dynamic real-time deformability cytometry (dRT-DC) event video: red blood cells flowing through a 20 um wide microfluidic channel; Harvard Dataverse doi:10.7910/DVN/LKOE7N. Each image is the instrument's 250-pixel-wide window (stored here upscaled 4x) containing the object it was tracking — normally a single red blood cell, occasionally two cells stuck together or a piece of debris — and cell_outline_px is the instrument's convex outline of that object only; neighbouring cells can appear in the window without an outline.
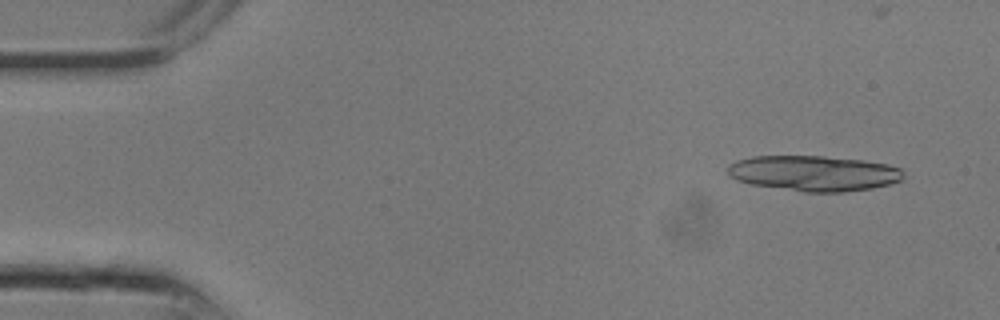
{"species": "common noctule bat (a hibernating species)", "species_latin": "Nyctalus noctula", "temperature_condition": "room temperature", "stored_images_in_passage": 11, "camera_frame_rate_fps": 3000, "um_per_image_px": 0.085, "animal": {"sex": "male", "body_mass_g": 13.3}, "frame": {"image": 1, "passage_image": 2, "time_ms": 0.333, "image_size_px": [1000, 320], "cell_outline_px": [[904, 176], [900, 180], [888, 184], [872, 188], [844, 192], [804, 192], [752, 184], [736, 180], [728, 176], [728, 164], [736, 160], [752, 156], [824, 156], [864, 160], [888, 164], [900, 168], [904, 172]], "centroid_in_image_um": [69.16, 14.72], "position_along_channel_um": 15.8, "area_um2": 36.47}}
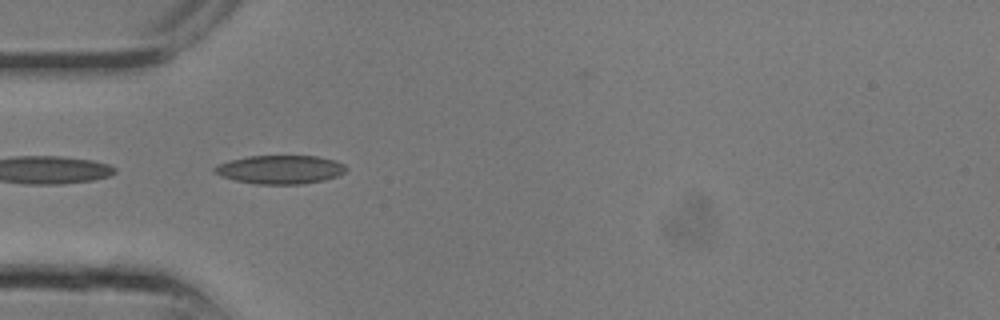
{"frame": {"image": 2, "passage_image": 8, "time_ms": 2.333, "image_size_px": [1000, 320], "cell_outline_px": [[348, 168], [344, 172], [336, 176], [324, 180], [300, 184], [256, 184], [236, 180], [220, 176], [212, 172], [212, 168], [216, 164], [228, 160], [248, 156], [316, 156], [336, 160], [344, 164]], "centroid_in_image_um": [23.77, 14.4], "position_along_channel_um": 61.2, "area_um2": 22.08}}
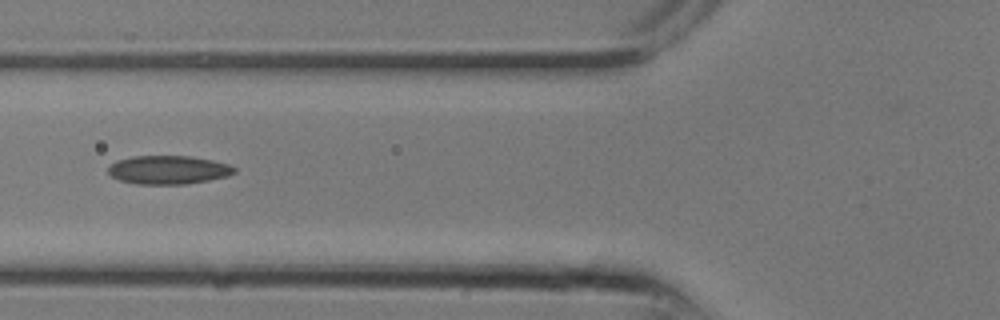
{"frame": {"image": 3, "passage_image": 10, "time_ms": 3.0, "image_size_px": [1000, 320], "cell_outline_px": [[236, 172], [228, 176], [208, 180], [184, 184], [136, 184], [120, 180], [112, 176], [108, 172], [108, 168], [116, 160], [132, 156], [192, 156], [212, 160], [228, 164], [236, 168]], "centroid_in_image_um": [14.31, 14.43], "position_along_channel_um": 111.5, "area_um2": 20.98}}